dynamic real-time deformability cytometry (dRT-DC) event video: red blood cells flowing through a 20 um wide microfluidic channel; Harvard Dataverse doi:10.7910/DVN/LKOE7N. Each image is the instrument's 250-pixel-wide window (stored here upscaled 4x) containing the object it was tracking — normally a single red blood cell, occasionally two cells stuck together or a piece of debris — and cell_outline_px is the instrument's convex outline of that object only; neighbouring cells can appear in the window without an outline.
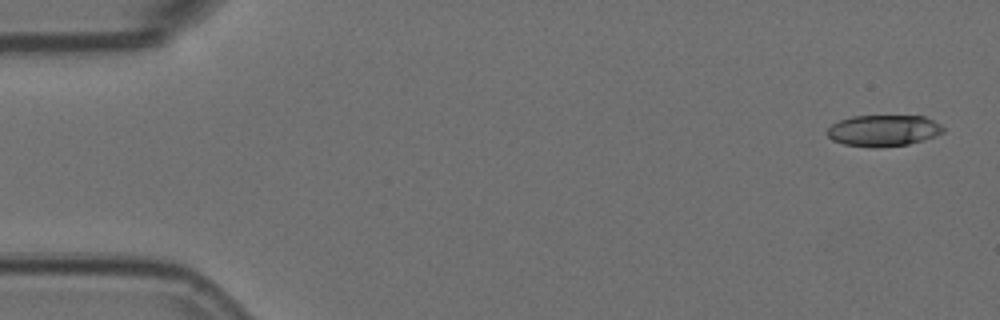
{"species": "Egyptian fruit bat (a non-hibernating species)", "species_latin": "Rousettus aegyptiacus", "temperature_condition": "room temperature", "stored_images_in_passage": 5, "camera_frame_rate_fps": 3000, "um_per_image_px": 0.085, "animal": {"sex": "female"}, "frame": {"image": 1, "passage_image": 1, "time_ms": 0.0, "image_size_px": [1000, 320], "cell_outline_px": [[944, 132], [936, 136], [924, 140], [908, 144], [872, 148], [844, 144], [832, 140], [828, 136], [828, 128], [832, 124], [840, 120], [852, 116], [924, 116], [940, 124], [944, 128]], "centroid_in_image_um": [75.1, 11.1], "position_along_channel_um": 9.9, "area_um2": 21.15}}
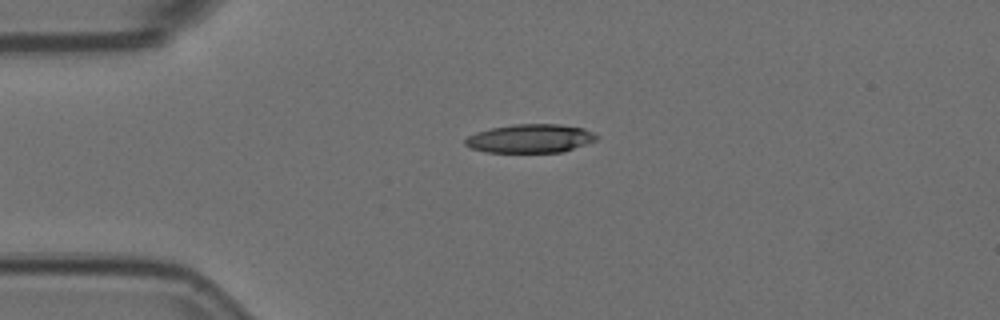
{"frame": {"image": 2, "passage_image": 4, "time_ms": 1.0, "image_size_px": [1000, 320], "cell_outline_px": [[600, 136], [596, 140], [564, 152], [484, 152], [472, 148], [464, 144], [464, 140], [468, 136], [476, 132], [492, 128], [516, 124], [560, 124], [584, 128]], "centroid_in_image_um": [45.09, 11.77], "position_along_channel_um": 39.9, "area_um2": 21.91}}